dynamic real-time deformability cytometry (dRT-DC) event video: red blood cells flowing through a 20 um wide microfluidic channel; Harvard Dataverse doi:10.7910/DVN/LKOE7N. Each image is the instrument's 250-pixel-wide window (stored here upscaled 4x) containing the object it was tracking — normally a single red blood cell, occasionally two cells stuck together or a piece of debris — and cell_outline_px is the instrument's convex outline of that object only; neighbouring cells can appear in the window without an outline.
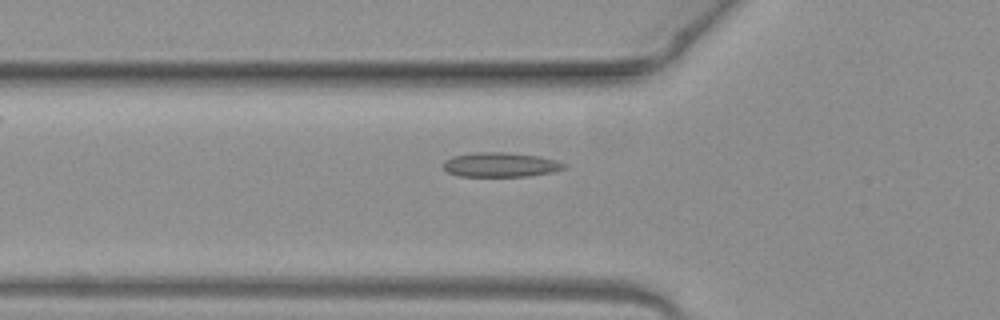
{"species": "common noctule bat (a hibernating species)", "species_latin": "Nyctalus noctula", "temperature_condition": "warm", "stored_images_in_passage": 46, "camera_frame_rate_fps": 3000, "um_per_image_px": 0.085, "animal": {"sex": "female", "body_mass_g": 19.3, "forearm_length_mm": 54.1}, "frame": {"image": 1, "passage_image": 18, "time_ms": 5.667, "image_size_px": [1000, 320], "cell_outline_px": [[568, 168], [552, 172], [528, 176], [456, 176], [448, 172], [444, 168], [444, 160], [452, 156], [476, 152], [504, 152], [540, 156], [556, 160], [568, 164]], "centroid_in_image_um": [42.58, 14.0], "position_along_channel_um": 83.2, "area_um2": 17.4}}
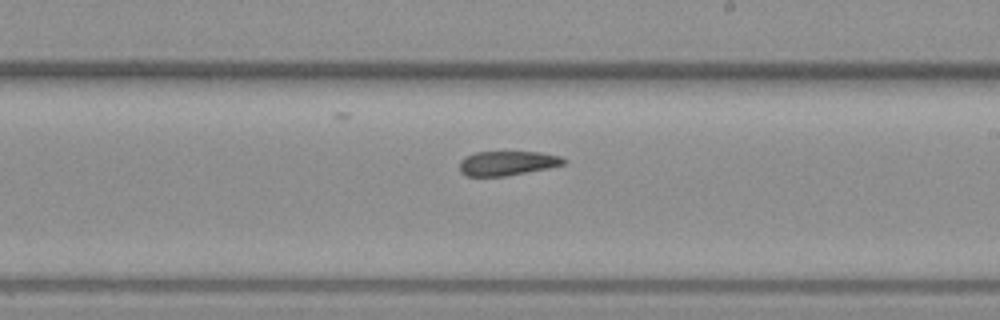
{"frame": {"image": 2, "passage_image": 30, "time_ms": 9.667, "image_size_px": [1000, 320], "cell_outline_px": [[568, 160], [564, 164], [548, 168], [504, 176], [468, 176], [460, 172], [460, 160], [464, 156], [476, 152], [540, 152], [560, 156]], "centroid_in_image_um": [43.11, 13.86], "position_along_channel_um": 245.9, "area_um2": 14.8}}
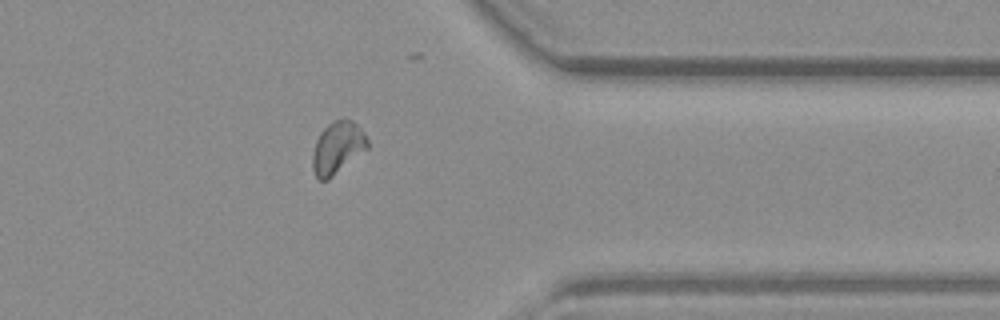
{"frame": {"image": 3, "passage_image": 41, "time_ms": 13.333, "image_size_px": [1000, 320], "cell_outline_px": [[368, 148], [328, 180], [316, 180], [312, 168], [312, 152], [316, 140], [320, 132], [332, 120], [344, 116], [352, 120], [364, 132], [368, 140]], "centroid_in_image_um": [28.67, 12.54], "position_along_channel_um": 382.7, "area_um2": 17.05}, "authors_computed_cell_mechanics": {"area_um2": 16.5308, "velocity_mm_per_s": 4.0503, "shape_relaxation_time_tau1_ms": null, "shape_relaxation_time_tau2_ms": 5.0639, "deformation_change_tau1": null, "deformation_change_tau2": 0.0789}}